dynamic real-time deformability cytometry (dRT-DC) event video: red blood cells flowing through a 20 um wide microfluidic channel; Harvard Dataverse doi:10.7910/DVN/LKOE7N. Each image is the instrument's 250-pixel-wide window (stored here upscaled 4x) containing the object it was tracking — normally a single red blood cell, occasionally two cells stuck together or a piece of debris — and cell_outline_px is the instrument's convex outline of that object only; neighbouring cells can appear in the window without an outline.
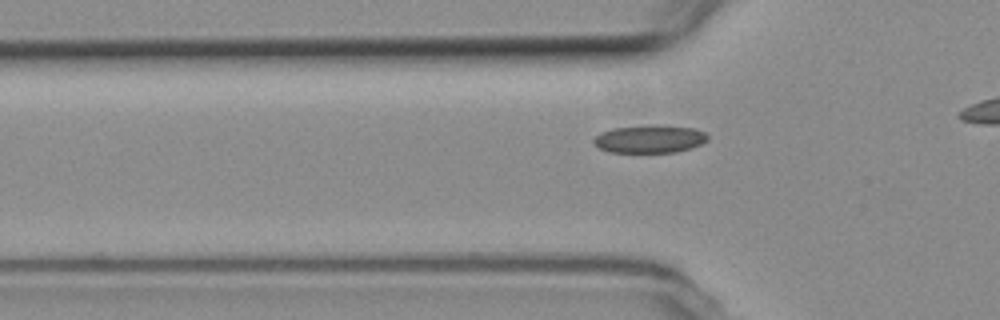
{"species": "common noctule bat (a hibernating species)", "species_latin": "Nyctalus noctula", "temperature_condition": "room temperature", "stored_images_in_passage": 17, "camera_frame_rate_fps": 3000, "um_per_image_px": 0.085, "animal": {"sex": "female", "body_mass_g": 19.3, "forearm_length_mm": 54.1}, "frame": {"image": 1, "passage_image": 4, "time_ms": 1.0, "image_size_px": [1000, 320], "cell_outline_px": [[708, 140], [692, 148], [676, 152], [608, 152], [600, 148], [592, 140], [600, 132], [612, 128], [648, 124], [652, 124], [696, 128], [704, 132], [708, 136]], "centroid_in_image_um": [55.23, 11.79], "position_along_channel_um": 70.6, "area_um2": 18.73}}
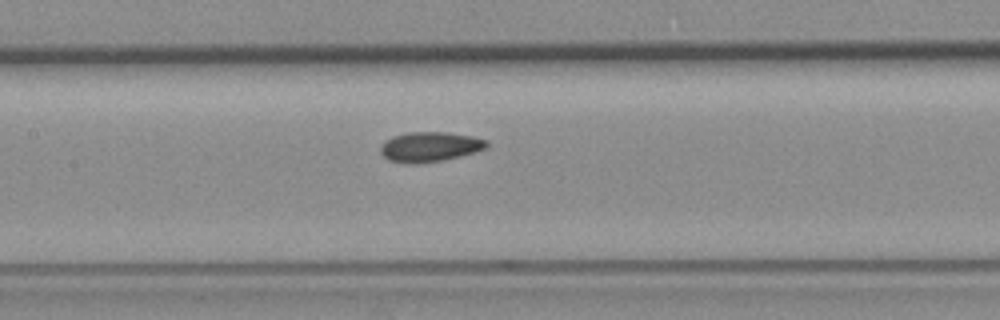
{"frame": {"image": 2, "passage_image": 12, "time_ms": 3.667, "image_size_px": [1000, 320], "cell_outline_px": [[488, 144], [484, 148], [472, 152], [444, 160], [416, 164], [408, 164], [388, 160], [380, 152], [380, 148], [392, 136], [408, 132], [444, 132], [472, 136], [488, 140]], "centroid_in_image_um": [36.51, 12.48], "position_along_channel_um": 170.9, "area_um2": 18.26}}
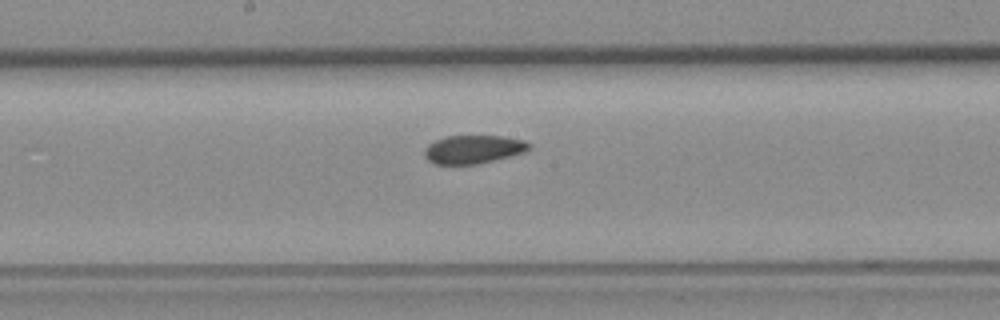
{"frame": {"image": 3, "passage_image": 15, "time_ms": 4.667, "image_size_px": [1000, 320], "cell_outline_px": [[532, 148], [524, 152], [476, 164], [436, 164], [428, 160], [424, 156], [424, 148], [428, 144], [444, 136], [500, 136], [524, 140], [532, 144]], "centroid_in_image_um": [40.22, 12.68], "position_along_channel_um": 208.0, "area_um2": 17.22}}